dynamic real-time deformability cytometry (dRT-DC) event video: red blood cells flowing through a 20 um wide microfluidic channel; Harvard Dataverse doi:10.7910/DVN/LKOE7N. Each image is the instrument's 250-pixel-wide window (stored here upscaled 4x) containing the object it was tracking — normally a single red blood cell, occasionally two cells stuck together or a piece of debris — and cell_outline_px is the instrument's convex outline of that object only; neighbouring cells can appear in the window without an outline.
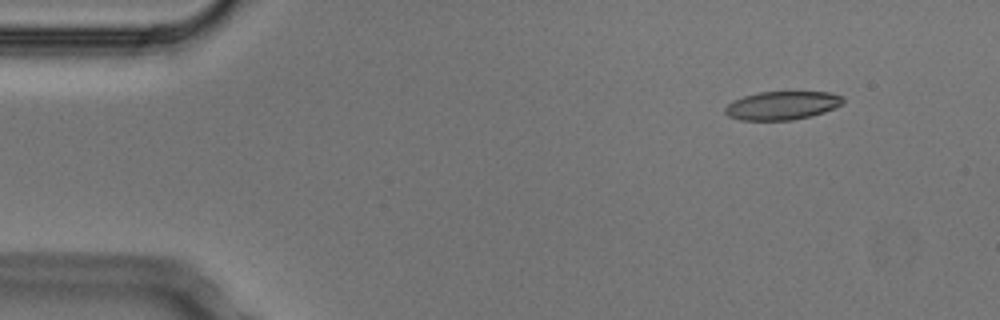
{"species": "Egyptian fruit bat (a non-hibernating species)", "species_latin": "Rousettus aegyptiacus", "temperature_condition": "cold", "stored_images_in_passage": 5, "camera_frame_rate_fps": 3000, "um_per_image_px": 0.085, "animal": {"sex": "male"}, "frame": {"image": 1, "passage_image": 2, "time_ms": 0.333, "image_size_px": [1000, 320], "cell_outline_px": [[844, 100], [840, 104], [824, 112], [812, 116], [792, 120], [740, 120], [728, 116], [724, 112], [724, 108], [732, 100], [744, 96], [760, 92], [828, 92], [844, 96]], "centroid_in_image_um": [66.45, 8.97], "position_along_channel_um": 18.6, "area_um2": 19.54}}
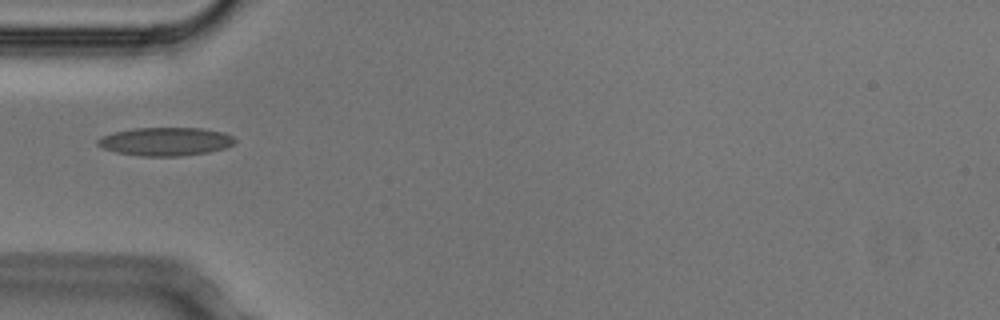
{"frame": {"image": 2, "passage_image": 5, "time_ms": 1.333, "image_size_px": [1000, 320], "cell_outline_px": [[236, 140], [232, 144], [224, 148], [208, 152], [180, 156], [140, 156], [116, 152], [104, 148], [96, 144], [96, 140], [100, 136], [132, 128], [200, 128], [224, 132], [232, 136]], "centroid_in_image_um": [14.04, 12.02], "position_along_channel_um": 71.0, "area_um2": 22.6}}